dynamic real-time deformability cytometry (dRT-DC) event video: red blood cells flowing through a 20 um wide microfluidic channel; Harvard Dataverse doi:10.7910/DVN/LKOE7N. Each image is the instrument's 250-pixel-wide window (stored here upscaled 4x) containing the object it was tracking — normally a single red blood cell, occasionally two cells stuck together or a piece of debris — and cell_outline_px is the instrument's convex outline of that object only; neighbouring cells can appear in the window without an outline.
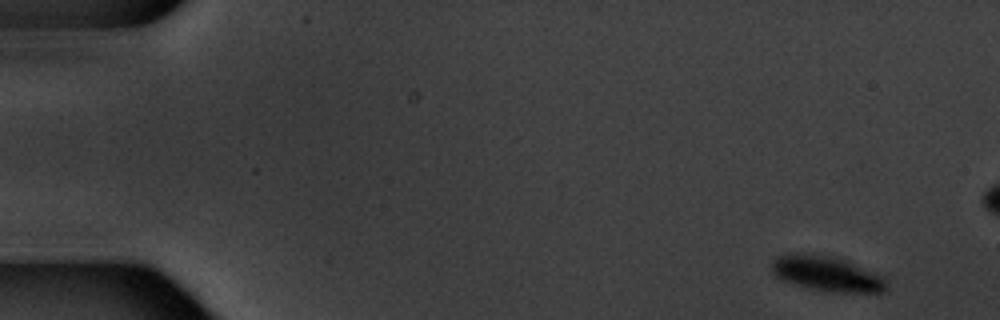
{"species": "common noctule bat (a hibernating species)", "species_latin": "Nyctalus noctula", "temperature_condition": "warm", "stored_images_in_passage": 5, "camera_frame_rate_fps": 3000, "um_per_image_px": 0.085, "animal": {"sex": "male", "body_mass_g": 20.1, "forearm_length_mm": 53.5}, "frame": {"image": 1, "passage_image": 1, "time_ms": 0.0, "image_size_px": [1000, 320], "cell_outline_px": [[884, 292], [824, 292], [792, 284], [776, 276], [772, 272], [772, 260], [776, 256], [788, 252], [796, 252], [828, 256], [848, 260], [884, 276]], "centroid_in_image_um": [70.22, 23.25], "position_along_channel_um": 14.8, "area_um2": 23.7}}